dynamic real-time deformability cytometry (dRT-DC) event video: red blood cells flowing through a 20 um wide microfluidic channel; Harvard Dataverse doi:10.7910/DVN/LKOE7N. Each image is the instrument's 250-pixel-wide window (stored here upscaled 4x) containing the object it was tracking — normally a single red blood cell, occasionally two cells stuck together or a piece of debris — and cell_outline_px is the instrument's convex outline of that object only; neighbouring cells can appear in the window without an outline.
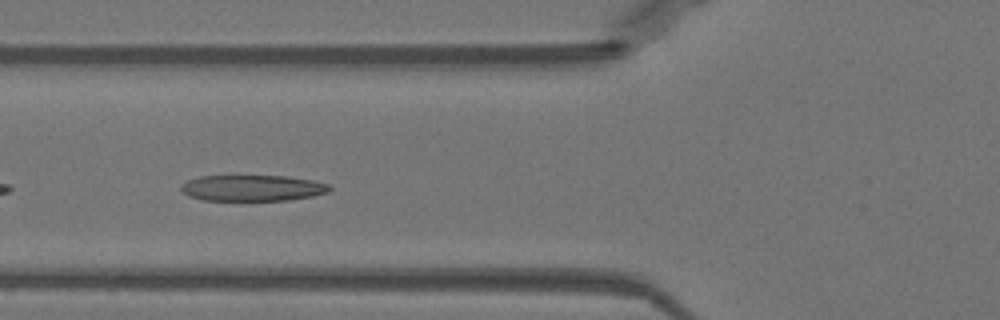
{"species": "Egyptian fruit bat (a non-hibernating species)", "species_latin": "Rousettus aegyptiacus", "temperature_condition": "warm", "stored_images_in_passage": 37, "camera_frame_rate_fps": 3000, "um_per_image_px": 0.085, "animal": {"sex": "female"}, "frame": {"image": 1, "passage_image": 5, "time_ms": 1.333, "image_size_px": [1000, 320], "cell_outline_px": [[332, 188], [328, 192], [312, 196], [288, 200], [204, 200], [188, 196], [180, 188], [188, 180], [200, 176], [288, 176], [312, 180], [328, 184]], "centroid_in_image_um": [21.48, 15.98], "position_along_channel_um": 104.3, "area_um2": 22.37}}
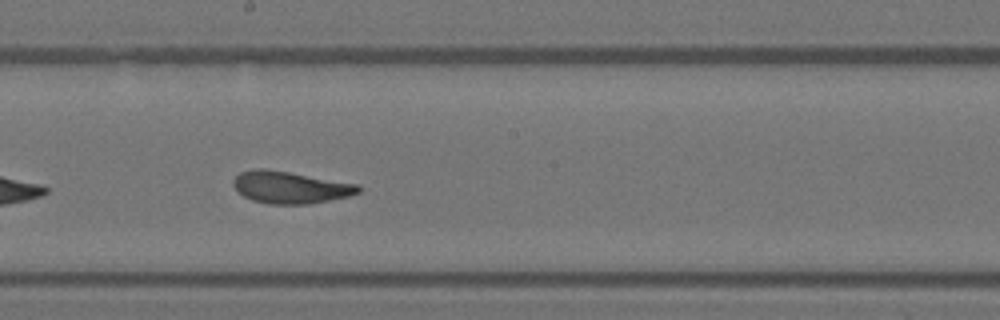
{"frame": {"image": 2, "passage_image": 14, "time_ms": 4.333, "image_size_px": [1000, 320], "cell_outline_px": [[360, 192], [348, 196], [308, 204], [272, 204], [252, 200], [244, 196], [232, 184], [232, 180], [240, 172], [256, 168], [264, 168], [288, 172], [356, 184], [360, 188]], "centroid_in_image_um": [24.63, 15.92], "position_along_channel_um": 223.6, "area_um2": 22.95}}
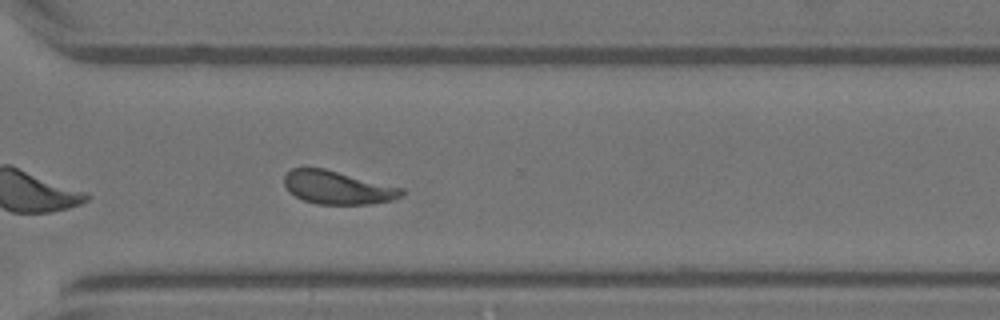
{"frame": {"image": 3, "passage_image": 23, "time_ms": 7.333, "image_size_px": [1000, 320], "cell_outline_px": [[404, 196], [392, 200], [372, 204], [316, 204], [304, 200], [288, 192], [284, 184], [284, 176], [292, 168], [324, 168], [404, 188]], "centroid_in_image_um": [28.71, 15.95], "position_along_channel_um": 341.9, "area_um2": 22.83}, "authors_computed_cell_mechanics": {"area_um2": 23.12, "velocity_mm_per_s": 3.9653, "shape_relaxation_time_tau1_ms": 2.6886, "shape_relaxation_time_tau2_ms": 0.9495, "deformation_change_tau1": 0.155, "deformation_change_tau2": 0.0826}}